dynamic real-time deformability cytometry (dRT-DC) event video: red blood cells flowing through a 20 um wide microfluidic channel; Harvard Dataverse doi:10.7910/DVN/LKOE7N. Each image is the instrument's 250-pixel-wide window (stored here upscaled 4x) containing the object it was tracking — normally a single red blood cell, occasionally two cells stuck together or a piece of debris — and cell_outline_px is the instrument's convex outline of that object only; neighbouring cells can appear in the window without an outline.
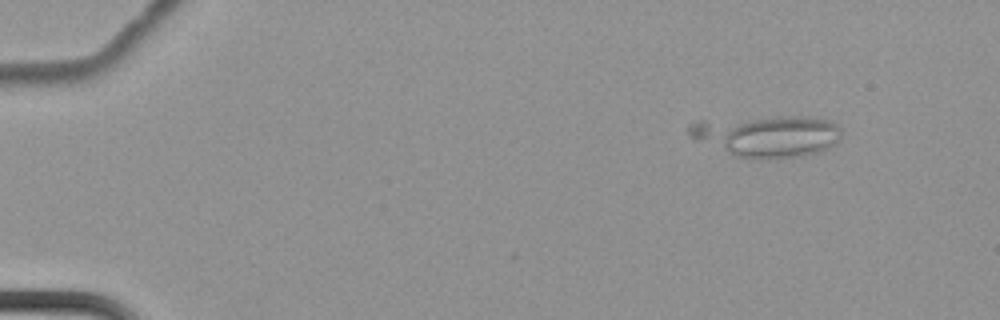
{"species": "common noctule bat (a hibernating species)", "species_latin": "Nyctalus noctula", "temperature_condition": "cold", "stored_images_in_passage": 6, "camera_frame_rate_fps": 3000, "um_per_image_px": 0.085, "animal": {"sex": "female", "body_mass_g": 22.7, "forearm_length_mm": 54.2}, "frame": {"image": 1, "passage_image": 2, "time_ms": 0.333, "image_size_px": [1000, 320], "cell_outline_px": [[840, 136], [828, 148], [820, 152], [804, 156], [768, 160], [756, 160], [736, 156], [696, 140], [688, 136], [688, 124], [700, 120], [780, 116], [812, 116], [828, 120], [836, 124], [840, 128]], "centroid_in_image_um": [65.18, 11.56], "position_along_channel_um": 19.8, "area_um2": 37.4}}